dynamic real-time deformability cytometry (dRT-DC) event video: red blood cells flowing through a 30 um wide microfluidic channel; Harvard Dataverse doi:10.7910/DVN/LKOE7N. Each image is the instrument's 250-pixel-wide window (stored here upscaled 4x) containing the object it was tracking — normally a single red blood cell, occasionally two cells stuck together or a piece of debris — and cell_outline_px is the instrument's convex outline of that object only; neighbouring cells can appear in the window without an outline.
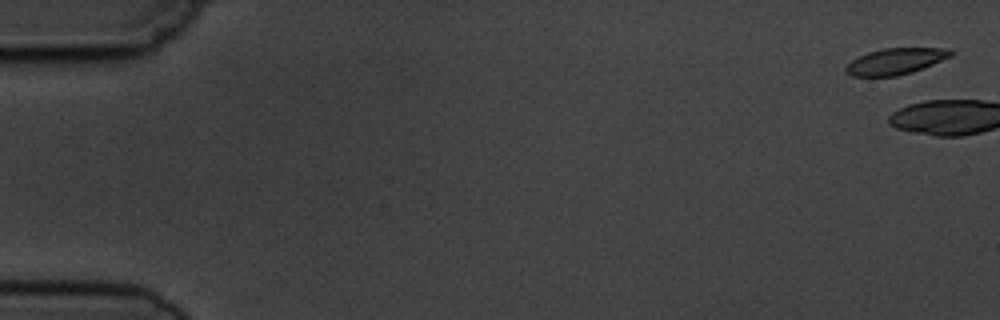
{"species": "common noctule bat (a hibernating species)", "species_latin": "Nyctalus noctula", "temperature_condition": "cold", "stored_images_in_passage": 6, "camera_frame_rate_fps": 3000, "um_per_image_px": 0.085, "animal": {"sex": "male", "body_mass_g": 19.5, "forearm_length_mm": 54.6}, "frame": {"image": 1, "passage_image": 1, "time_ms": 0.0, "image_size_px": [1000, 320], "cell_outline_px": [[956, 52], [952, 56], [912, 72], [896, 76], [852, 76], [844, 72], [844, 68], [852, 60], [868, 52], [884, 48], [952, 48]], "centroid_in_image_um": [76.15, 5.2], "position_along_channel_um": 8.9, "area_um2": 16.07}}